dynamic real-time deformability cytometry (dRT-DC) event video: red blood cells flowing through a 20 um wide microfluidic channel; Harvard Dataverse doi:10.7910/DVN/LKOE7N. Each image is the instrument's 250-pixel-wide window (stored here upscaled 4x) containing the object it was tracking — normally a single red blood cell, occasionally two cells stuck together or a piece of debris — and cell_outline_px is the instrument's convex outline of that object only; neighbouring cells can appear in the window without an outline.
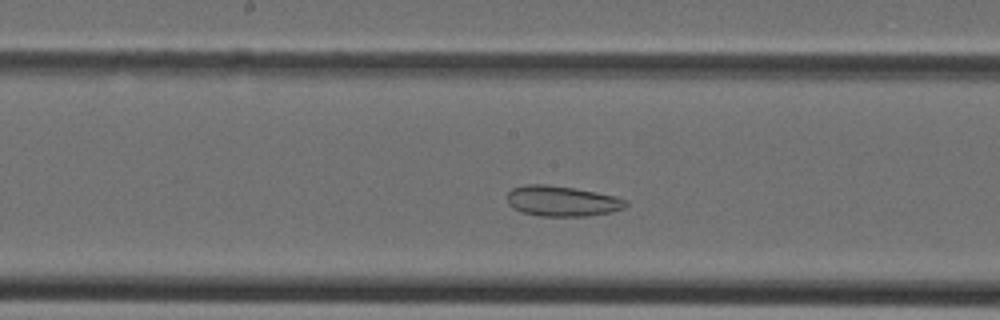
{"species": "Egyptian fruit bat (a non-hibernating species)", "species_latin": "Rousettus aegyptiacus", "temperature_condition": "cold", "stored_images_in_passage": 33, "camera_frame_rate_fps": 3000, "um_per_image_px": 0.085, "animal": {"sex": "female"}, "frame": {"image": 1, "passage_image": 14, "time_ms": 4.333, "image_size_px": [1000, 320], "cell_outline_px": [[628, 204], [624, 208], [612, 212], [588, 216], [540, 216], [520, 212], [512, 208], [508, 204], [508, 192], [512, 188], [524, 184], [544, 184], [572, 188], [596, 192], [616, 196], [628, 200]], "centroid_in_image_um": [47.77, 17.1], "position_along_channel_um": 200.4, "area_um2": 21.21}}
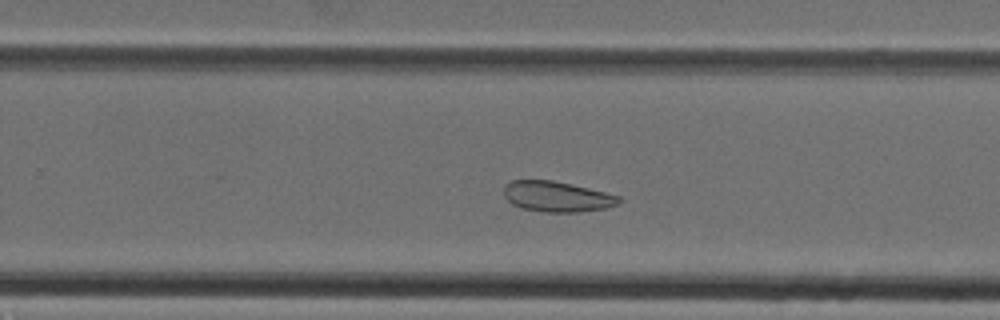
{"frame": {"image": 2, "passage_image": 19, "time_ms": 6.0, "image_size_px": [1000, 320], "cell_outline_px": [[620, 200], [616, 204], [604, 208], [576, 212], [540, 212], [520, 208], [512, 204], [504, 196], [504, 188], [512, 180], [552, 180], [572, 184], [620, 196]], "centroid_in_image_um": [47.29, 16.71], "position_along_channel_um": 282.5, "area_um2": 20.29}}
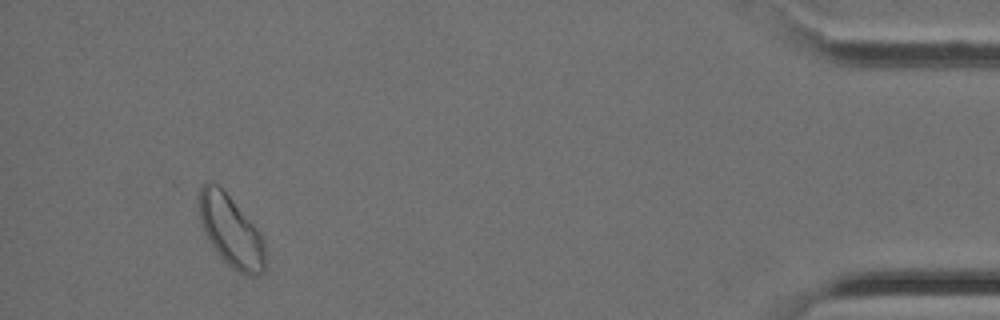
{"frame": {"image": 3, "passage_image": 31, "time_ms": 10.0, "image_size_px": [1000, 320], "cell_outline_px": [[264, 272], [256, 276], [244, 276], [232, 268], [216, 252], [208, 240], [200, 220], [200, 184], [204, 180], [212, 180], [228, 196], [256, 228], [264, 244]], "centroid_in_image_um": [19.6, 19.66], "position_along_channel_um": 415.6, "area_um2": 26.99}}